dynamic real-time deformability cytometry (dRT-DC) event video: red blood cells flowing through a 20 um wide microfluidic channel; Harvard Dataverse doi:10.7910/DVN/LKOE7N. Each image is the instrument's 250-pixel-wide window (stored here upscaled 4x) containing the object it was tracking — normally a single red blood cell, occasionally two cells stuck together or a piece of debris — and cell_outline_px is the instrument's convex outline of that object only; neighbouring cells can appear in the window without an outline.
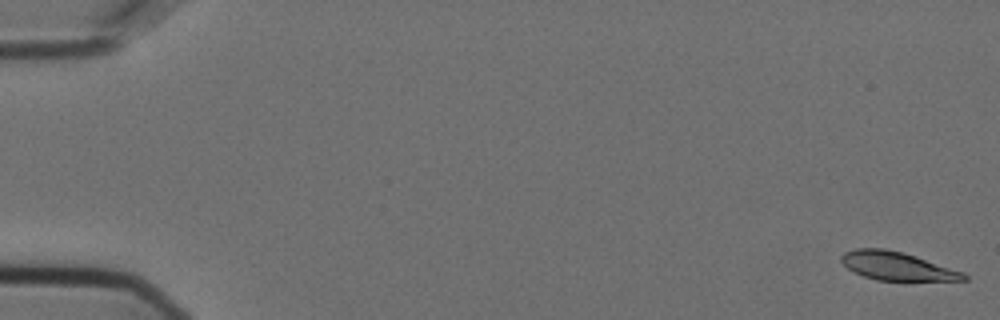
{"species": "Egyptian fruit bat (a non-hibernating species)", "species_latin": "Rousettus aegyptiacus", "temperature_condition": "cold", "stored_images_in_passage": 10, "camera_frame_rate_fps": 3000, "um_per_image_px": 0.085, "animal": {"sex": "female"}, "frame": {"image": 1, "passage_image": 1, "time_ms": 0.0, "image_size_px": [1000, 320], "cell_outline_px": [[968, 280], [876, 280], [852, 272], [840, 260], [840, 256], [844, 252], [856, 248], [884, 248], [904, 252], [964, 272], [968, 276]], "centroid_in_image_um": [76.22, 22.6], "position_along_channel_um": 8.8, "area_um2": 20.23}}